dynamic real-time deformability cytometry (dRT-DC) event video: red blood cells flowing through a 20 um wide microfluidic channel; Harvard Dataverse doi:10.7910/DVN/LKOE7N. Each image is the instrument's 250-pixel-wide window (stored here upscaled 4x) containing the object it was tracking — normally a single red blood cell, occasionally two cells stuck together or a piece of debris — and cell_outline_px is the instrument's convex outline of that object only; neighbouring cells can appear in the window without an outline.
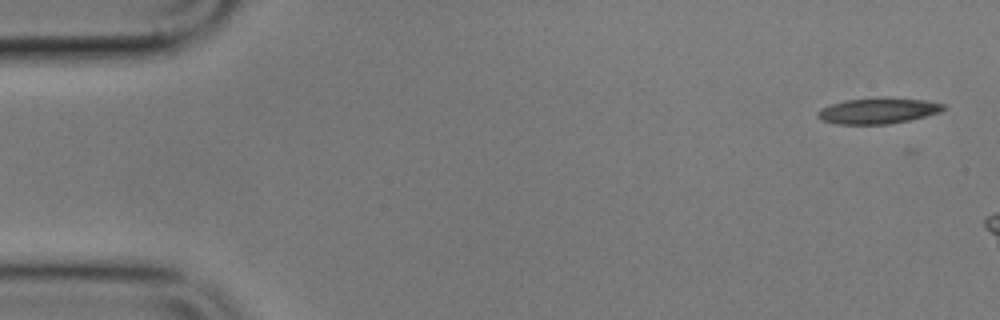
{"species": "common noctule bat (a hibernating species)", "species_latin": "Nyctalus noctula", "temperature_condition": "cold", "stored_images_in_passage": 3, "camera_frame_rate_fps": 3000, "um_per_image_px": 0.085, "animal": {"sex": "male", "body_mass_g": 17.9}, "frame": {"image": 1, "passage_image": 1, "time_ms": 0.0, "image_size_px": [1000, 320], "cell_outline_px": [[948, 108], [940, 112], [908, 120], [888, 124], [836, 124], [820, 120], [816, 116], [816, 112], [832, 104], [848, 100], [876, 96], [880, 96], [924, 100], [948, 104]], "centroid_in_image_um": [74.67, 9.4], "position_along_channel_um": 10.3, "area_um2": 19.19}}